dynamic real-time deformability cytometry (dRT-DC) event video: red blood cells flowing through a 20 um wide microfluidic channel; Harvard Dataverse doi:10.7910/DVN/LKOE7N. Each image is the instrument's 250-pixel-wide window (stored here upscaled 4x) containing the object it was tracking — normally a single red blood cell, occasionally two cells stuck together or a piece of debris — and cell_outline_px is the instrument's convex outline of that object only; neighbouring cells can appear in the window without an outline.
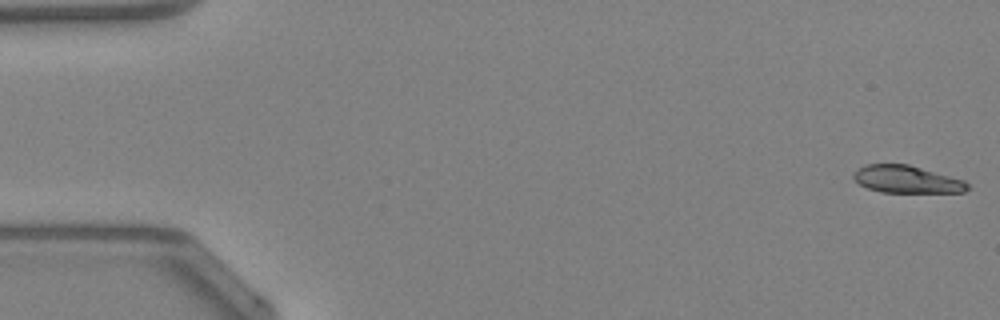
{"species": "Egyptian fruit bat (a non-hibernating species)", "species_latin": "Rousettus aegyptiacus", "temperature_condition": "warm", "stored_images_in_passage": 48, "camera_frame_rate_fps": 3000, "um_per_image_px": 0.085, "animal": {"sex": "female"}, "frame": {"image": 1, "passage_image": 1, "time_ms": 0.0, "image_size_px": [1000, 320], "cell_outline_px": [[968, 188], [964, 192], [880, 192], [868, 188], [860, 184], [852, 176], [852, 172], [868, 164], [908, 164], [964, 180], [968, 184]], "centroid_in_image_um": [77.06, 15.24], "position_along_channel_um": 7.9, "area_um2": 17.98}}
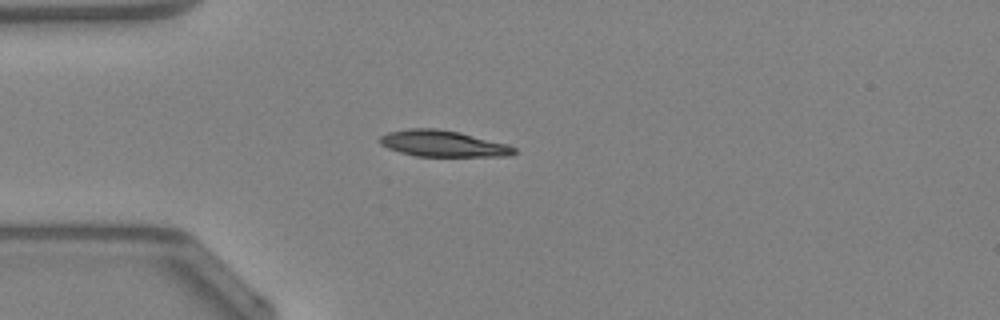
{"frame": {"image": 2, "passage_image": 13, "time_ms": 4.0, "image_size_px": [1000, 320], "cell_outline_px": [[516, 152], [512, 156], [416, 156], [400, 152], [388, 148], [380, 144], [376, 140], [380, 136], [388, 132], [408, 128], [436, 128], [460, 132], [508, 144], [516, 148]], "centroid_in_image_um": [37.64, 12.2], "position_along_channel_um": 47.4, "area_um2": 20.75}}
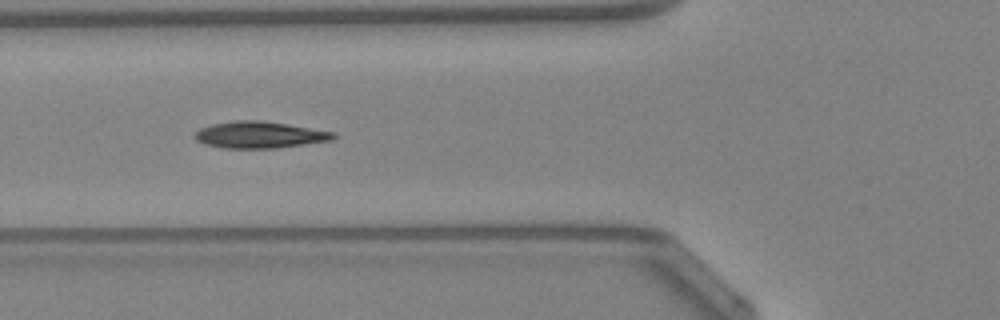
{"frame": {"image": 3, "passage_image": 18, "time_ms": 5.667, "image_size_px": [1000, 320], "cell_outline_px": [[336, 136], [332, 140], [276, 148], [224, 148], [204, 144], [196, 140], [192, 136], [200, 128], [212, 124], [236, 120], [260, 120], [288, 124], [336, 132]], "centroid_in_image_um": [22.05, 11.45], "position_along_channel_um": 103.8, "area_um2": 21.56}, "authors_computed_cell_mechanics": {"area_um2": 20.4034, "velocity_mm_per_s": 4.3033, "shape_relaxation_time_tau1_ms": 5.4824, "shape_relaxation_time_tau2_ms": 3.9426, "deformation_change_tau1": 0.1963, "deformation_change_tau2": 0.0932}}